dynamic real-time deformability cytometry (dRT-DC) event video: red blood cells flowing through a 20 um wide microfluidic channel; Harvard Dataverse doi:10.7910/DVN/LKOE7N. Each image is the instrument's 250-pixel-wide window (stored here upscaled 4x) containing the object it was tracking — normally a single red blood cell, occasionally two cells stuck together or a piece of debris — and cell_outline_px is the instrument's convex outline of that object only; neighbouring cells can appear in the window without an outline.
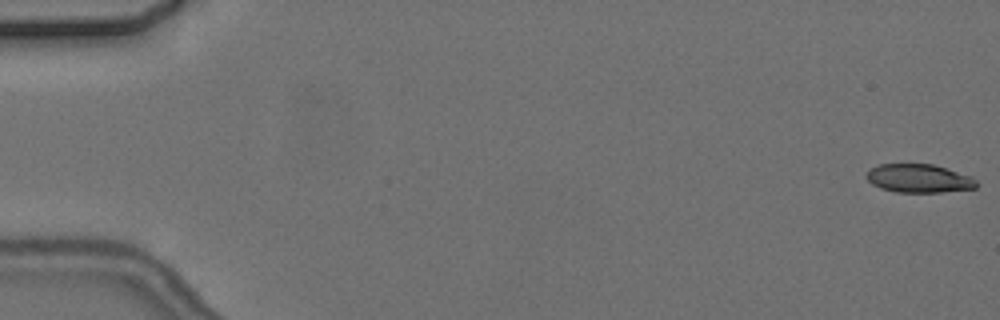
{"species": "common noctule bat (a hibernating species)", "species_latin": "Nyctalus noctula", "temperature_condition": "cold", "stored_images_in_passage": 7, "camera_frame_rate_fps": 3000, "um_per_image_px": 0.085, "animal": {"sex": "female", "body_mass_g": 24.6, "forearm_length_mm": 56.2}, "frame": {"image": 1, "passage_image": 1, "time_ms": 0.0, "image_size_px": [1000, 320], "cell_outline_px": [[980, 184], [976, 188], [940, 192], [896, 192], [880, 188], [872, 184], [864, 176], [872, 168], [880, 164], [932, 164], [972, 176]], "centroid_in_image_um": [78.13, 15.17], "position_along_channel_um": 6.9, "area_um2": 18.26}}
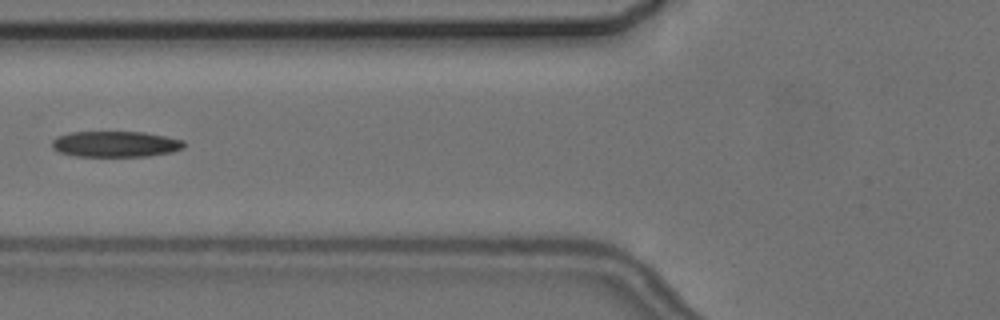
{"frame": {"image": 2, "passage_image": 7, "time_ms": 7.333, "image_size_px": [1000, 320], "cell_outline_px": [[184, 148], [172, 152], [148, 156], [76, 156], [56, 152], [52, 148], [52, 140], [56, 136], [68, 132], [144, 132], [184, 140]], "centroid_in_image_um": [9.78, 12.25], "position_along_channel_um": 116.0, "area_um2": 20.06}}